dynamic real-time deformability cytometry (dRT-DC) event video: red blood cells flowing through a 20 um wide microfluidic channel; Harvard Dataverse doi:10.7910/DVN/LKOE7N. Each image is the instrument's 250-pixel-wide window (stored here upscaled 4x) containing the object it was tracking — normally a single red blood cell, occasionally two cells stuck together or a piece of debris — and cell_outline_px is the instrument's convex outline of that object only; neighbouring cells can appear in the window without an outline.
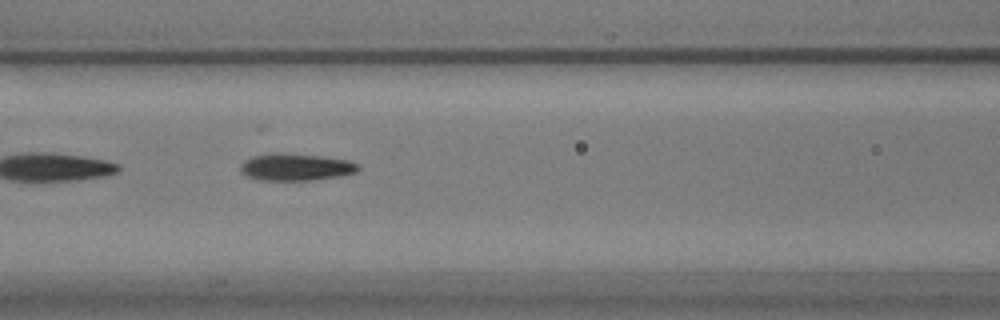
{"species": "common noctule bat (a hibernating species)", "species_latin": "Nyctalus noctula", "temperature_condition": "warm", "stored_images_in_passage": 41, "camera_frame_rate_fps": 3000, "um_per_image_px": 0.085, "animal": {"sex": "male", "body_mass_g": 17.9}, "frame": {"image": 1, "passage_image": 8, "time_ms": 2.333, "image_size_px": [1000, 320], "cell_outline_px": [[360, 168], [356, 172], [340, 176], [312, 180], [256, 180], [240, 172], [240, 164], [244, 160], [252, 156], [272, 152], [276, 152], [324, 156], [348, 160], [360, 164]], "centroid_in_image_um": [25.13, 14.19], "position_along_channel_um": 141.5, "area_um2": 18.9}}
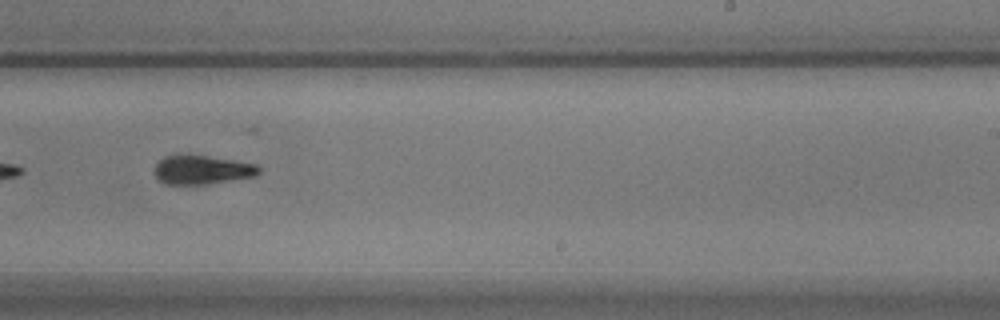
{"frame": {"image": 2, "passage_image": 19, "time_ms": 6.0, "image_size_px": [1000, 320], "cell_outline_px": [[260, 176], [208, 184], [164, 184], [156, 180], [152, 172], [152, 168], [164, 156], [184, 152], [188, 152], [260, 164]], "centroid_in_image_um": [17.16, 14.4], "position_along_channel_um": 271.8, "area_um2": 18.84}}
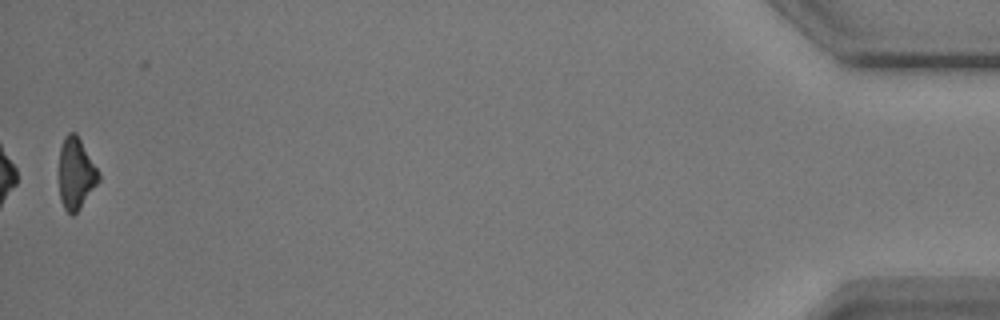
{"frame": {"image": 3, "passage_image": 40, "time_ms": 13.0, "image_size_px": [1000, 320], "cell_outline_px": [[100, 180], [80, 208], [72, 216], [64, 208], [60, 200], [60, 148], [64, 136], [68, 132], [76, 132], [96, 168], [100, 176]], "centroid_in_image_um": [6.45, 14.75], "position_along_channel_um": 428.8, "area_um2": 16.18}, "authors_computed_cell_mechanics": {"area_um2": 18.0914, "velocity_mm_per_s": 3.5707, "shape_relaxation_time_tau1_ms": 2.5263, "shape_relaxation_time_tau2_ms": 2.2179, "deformation_change_tau1": 0.1307, "deformation_change_tau2": 0.0816}}